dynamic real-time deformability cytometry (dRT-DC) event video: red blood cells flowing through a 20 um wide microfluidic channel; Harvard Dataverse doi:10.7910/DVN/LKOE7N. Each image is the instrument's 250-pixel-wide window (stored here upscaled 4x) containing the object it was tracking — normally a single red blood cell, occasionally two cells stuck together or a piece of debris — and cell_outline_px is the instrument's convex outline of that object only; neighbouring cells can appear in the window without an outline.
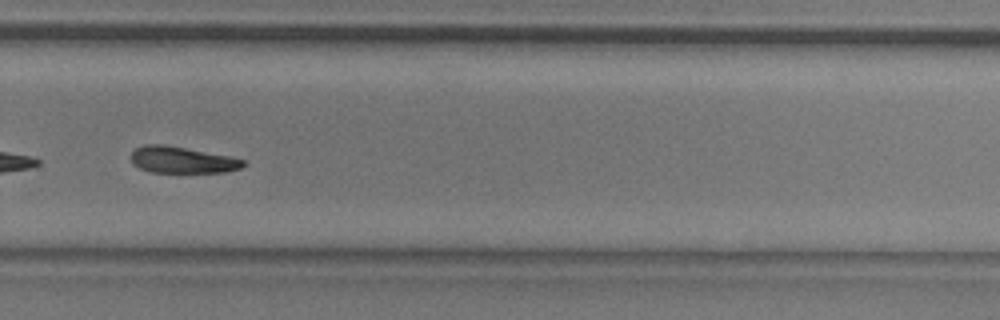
{"species": "common noctule bat (a hibernating species)", "species_latin": "Nyctalus noctula", "temperature_condition": "room temperature", "stored_images_in_passage": 39, "camera_frame_rate_fps": 3000, "um_per_image_px": 0.085, "animal": {"sex": "male", "body_mass_g": 20.5, "forearm_length_mm": 52.5}, "frame": {"image": 1, "passage_image": 23, "time_ms": 7.333, "image_size_px": [1000, 320], "cell_outline_px": [[244, 164], [240, 168], [224, 172], [148, 172], [132, 164], [128, 156], [136, 148], [144, 144], [164, 144], [228, 156], [244, 160]], "centroid_in_image_um": [15.38, 13.59], "position_along_channel_um": 314.4, "area_um2": 17.28}}
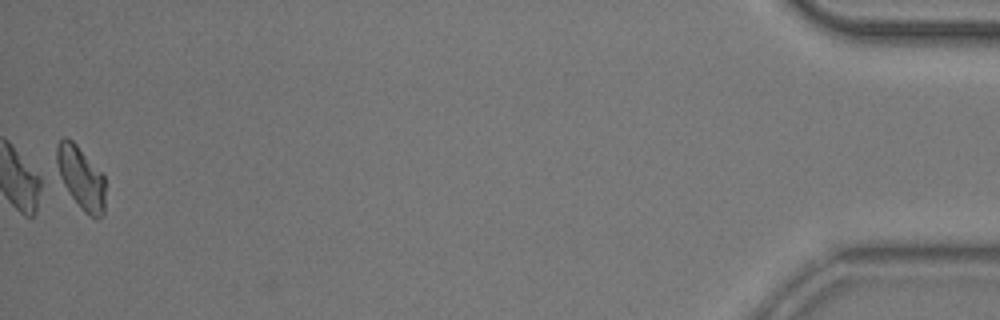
{"frame": {"image": 2, "passage_image": 39, "time_ms": 12.667, "image_size_px": [1000, 320], "cell_outline_px": [[104, 216], [96, 220], [84, 212], [80, 208], [56, 176], [56, 144], [64, 136], [72, 140], [76, 144], [104, 176]], "centroid_in_image_um": [6.83, 15.13], "position_along_channel_um": 428.4, "area_um2": 18.15}, "authors_computed_cell_mechanics": {"area_um2": 18.207, "velocity_mm_per_s": 3.8859, "shape_relaxation_time_tau1_ms": 2.2657, "shape_relaxation_time_tau2_ms": null, "deformation_change_tau1": 0.1324, "deformation_change_tau2": null}}